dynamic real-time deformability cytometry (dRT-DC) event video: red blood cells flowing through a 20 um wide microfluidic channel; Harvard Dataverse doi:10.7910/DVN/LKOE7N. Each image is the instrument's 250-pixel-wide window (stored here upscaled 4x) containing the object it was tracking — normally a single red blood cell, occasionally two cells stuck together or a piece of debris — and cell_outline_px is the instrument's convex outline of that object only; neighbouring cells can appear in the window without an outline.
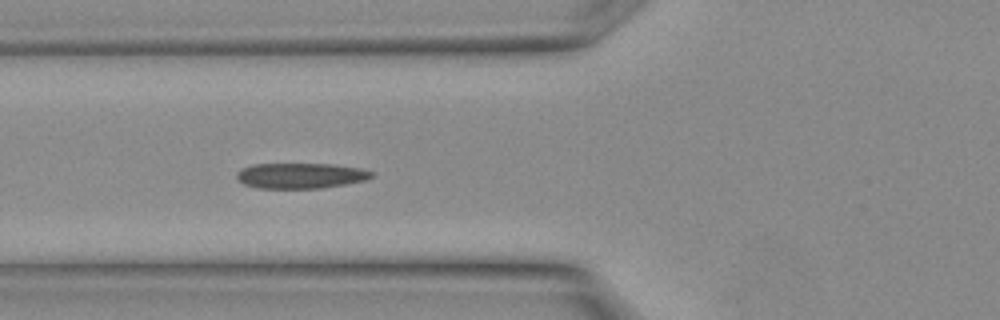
{"species": "Egyptian fruit bat (a non-hibernating species)", "species_latin": "Rousettus aegyptiacus", "temperature_condition": "warm", "stored_images_in_passage": 5, "camera_frame_rate_fps": 3000, "um_per_image_px": 0.085, "animal": {"sex": "female"}, "frame": {"image": 1, "passage_image": 5, "time_ms": 1.333, "image_size_px": [1000, 320], "cell_outline_px": [[372, 176], [364, 180], [344, 184], [320, 188], [260, 188], [244, 184], [236, 176], [236, 172], [240, 168], [252, 164], [336, 164], [364, 168], [372, 172]], "centroid_in_image_um": [25.54, 14.91], "position_along_channel_um": 100.3, "area_um2": 20.0}}